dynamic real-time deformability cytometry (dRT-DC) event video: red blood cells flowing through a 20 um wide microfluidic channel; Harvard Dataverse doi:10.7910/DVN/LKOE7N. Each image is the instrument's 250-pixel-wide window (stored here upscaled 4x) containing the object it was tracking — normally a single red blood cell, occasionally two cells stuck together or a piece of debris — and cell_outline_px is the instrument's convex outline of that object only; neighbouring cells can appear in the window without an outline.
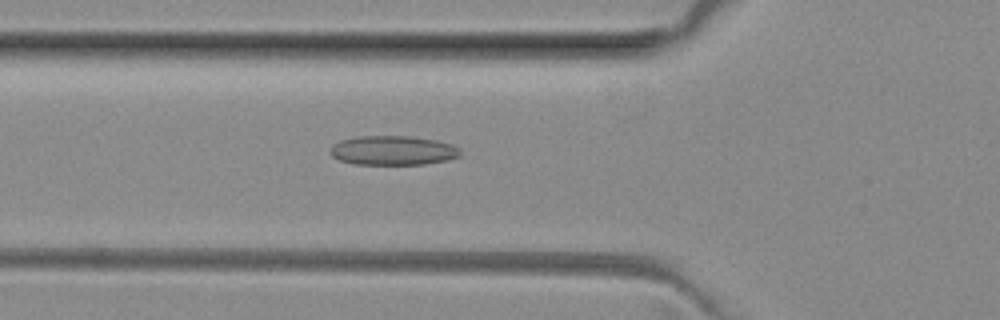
{"species": "common noctule bat (a hibernating species)", "species_latin": "Nyctalus noctula", "temperature_condition": "room temperature", "stored_images_in_passage": 41, "camera_frame_rate_fps": 3000, "um_per_image_px": 0.085, "animal": {"sex": "female", "body_mass_g": 29.2, "forearm_length_mm": 56.3}, "frame": {"image": 1, "passage_image": 8, "time_ms": 2.333, "image_size_px": [1000, 320], "cell_outline_px": [[460, 156], [448, 160], [424, 164], [352, 164], [340, 160], [332, 156], [328, 152], [328, 148], [332, 144], [340, 140], [356, 136], [412, 136], [436, 140], [452, 144], [460, 148]], "centroid_in_image_um": [33.37, 12.78], "position_along_channel_um": 92.4, "area_um2": 22.54}}
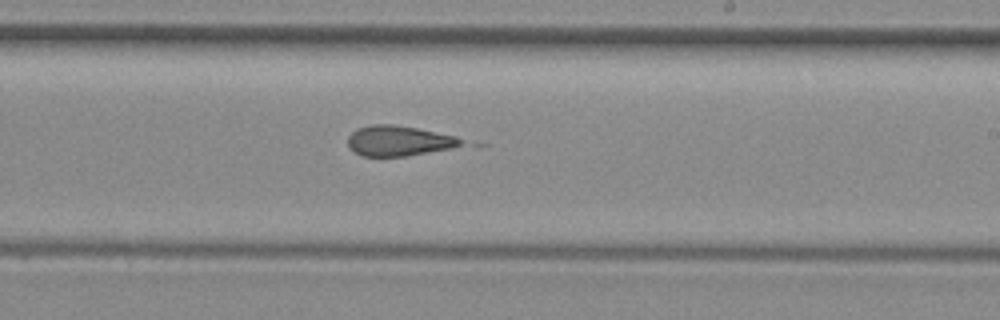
{"frame": {"image": 2, "passage_image": 20, "time_ms": 6.333, "image_size_px": [1000, 320], "cell_outline_px": [[488, 144], [476, 148], [404, 156], [360, 156], [352, 152], [348, 148], [348, 136], [356, 128], [372, 124], [396, 124], [456, 136]], "centroid_in_image_um": [34.32, 12.01], "position_along_channel_um": 254.7, "area_um2": 22.14}}
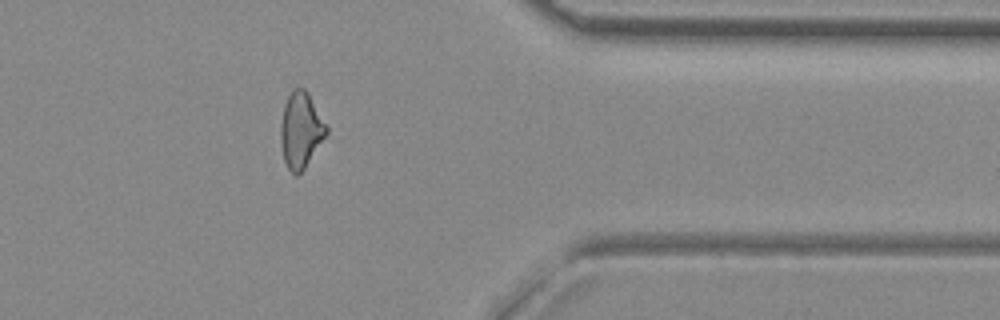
{"frame": {"image": 3, "passage_image": 31, "time_ms": 10.0, "image_size_px": [1000, 320], "cell_outline_px": [[328, 132], [304, 168], [296, 176], [288, 168], [284, 160], [280, 144], [280, 124], [284, 104], [292, 88], [304, 88], [308, 92], [328, 128]], "centroid_in_image_um": [25.54, 11.03], "position_along_channel_um": 385.9, "area_um2": 20.06}, "authors_computed_cell_mechanics": {"area_um2": 21.9062, "velocity_mm_per_s": 4.0711, "shape_relaxation_time_tau1_ms": null, "shape_relaxation_time_tau2_ms": 1.7798, "deformation_change_tau1": null, "deformation_change_tau2": 0.1265}}